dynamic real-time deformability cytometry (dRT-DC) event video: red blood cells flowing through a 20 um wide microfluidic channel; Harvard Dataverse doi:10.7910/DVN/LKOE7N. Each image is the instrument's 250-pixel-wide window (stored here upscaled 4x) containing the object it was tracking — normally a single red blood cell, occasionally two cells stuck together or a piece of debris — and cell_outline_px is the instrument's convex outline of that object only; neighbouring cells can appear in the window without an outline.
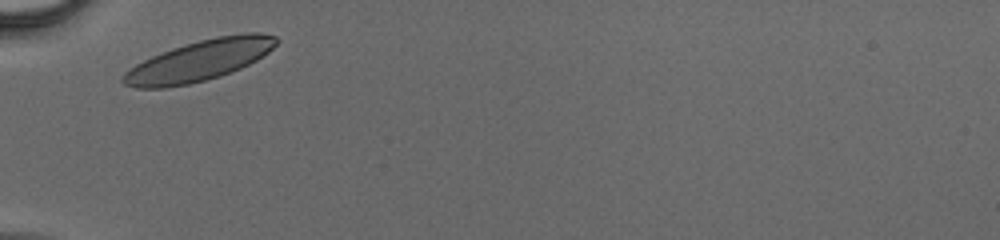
{"species": "human", "species_latin": "Homo sapiens", "temperature_condition": "cold", "stored_images_in_passage": 24, "camera_frame_rate_fps": 3000, "um_per_image_px": 0.085, "donor": {"sex": "male"}, "frame": {"image": 1, "passage_image": 1, "time_ms": 0.0, "image_size_px": [1000, 240], "cell_outline_px": [[280, 40], [268, 52], [256, 60], [240, 68], [204, 80], [188, 84], [164, 88], [136, 88], [124, 84], [120, 80], [120, 76], [128, 68], [152, 56], [172, 48], [184, 44], [216, 36], [244, 32], [260, 32], [276, 36]], "centroid_in_image_um": [16.92, 5.13], "position_along_channel_um": 68.1, "area_um2": 36.24}}
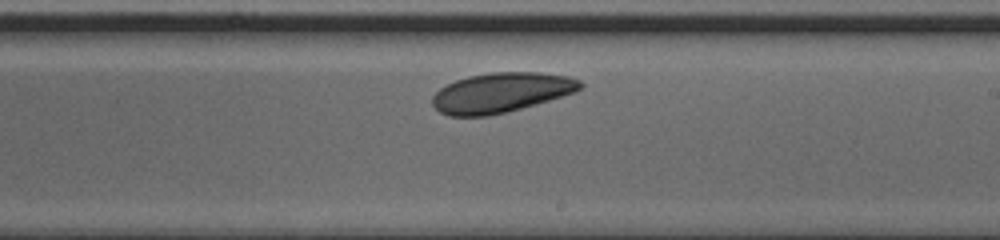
{"frame": {"image": 2, "passage_image": 14, "time_ms": 4.333, "image_size_px": [1000, 240], "cell_outline_px": [[584, 84], [576, 92], [520, 108], [488, 116], [448, 116], [440, 112], [432, 104], [432, 96], [440, 88], [456, 80], [468, 76], [492, 72], [540, 72], [568, 76], [580, 80]], "centroid_in_image_um": [42.58, 7.86], "position_along_channel_um": 246.4, "area_um2": 34.1}}
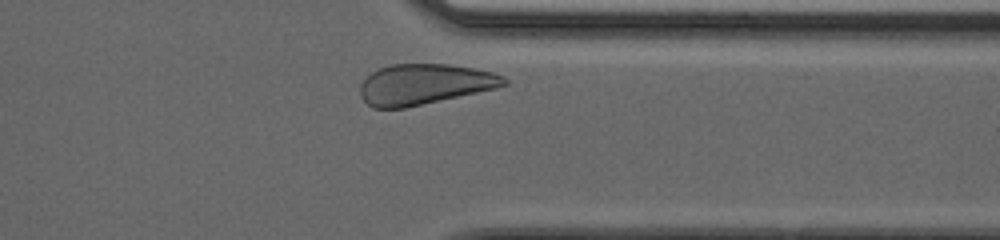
{"frame": {"image": 3, "passage_image": 23, "time_ms": 7.333, "image_size_px": [1000, 240], "cell_outline_px": [[508, 84], [496, 88], [404, 108], [372, 108], [364, 100], [360, 92], [360, 84], [372, 72], [388, 64], [448, 64], [476, 68], [492, 72], [504, 76], [508, 80]], "centroid_in_image_um": [36.08, 7.15], "position_along_channel_um": 375.3, "area_um2": 33.87}}